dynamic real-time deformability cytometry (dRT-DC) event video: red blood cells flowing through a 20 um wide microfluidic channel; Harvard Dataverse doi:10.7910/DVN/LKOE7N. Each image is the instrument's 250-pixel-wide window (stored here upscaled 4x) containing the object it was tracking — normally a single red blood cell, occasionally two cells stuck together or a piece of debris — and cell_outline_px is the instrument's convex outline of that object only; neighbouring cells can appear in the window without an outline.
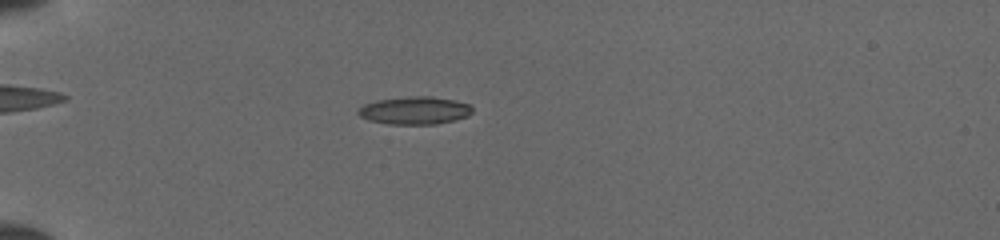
{"species": "common noctule bat (a hibernating species)", "species_latin": "Nyctalus noctula", "temperature_condition": "cold", "stored_images_in_passage": 25, "camera_frame_rate_fps": 3000, "um_per_image_px": 0.085, "animal": {"sex": "female", "body_mass_g": 19.5, "forearm_length_mm": 54.1}, "frame": {"image": 1, "passage_image": 16, "time_ms": 5.0, "image_size_px": [1000, 240], "cell_outline_px": [[472, 112], [468, 116], [436, 124], [388, 124], [368, 120], [360, 116], [356, 112], [364, 104], [376, 100], [408, 96], [432, 96], [472, 104]], "centroid_in_image_um": [35.24, 9.38], "position_along_channel_um": 49.8, "area_um2": 18.5}}
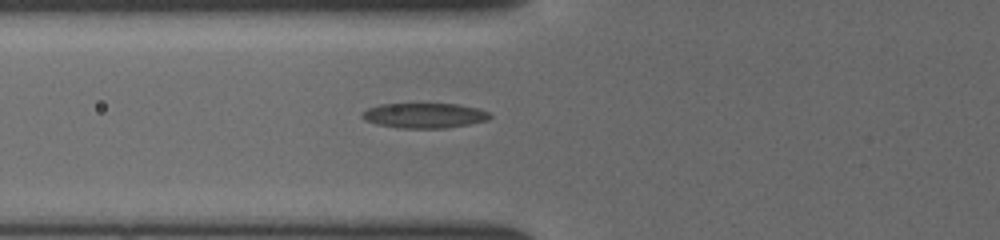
{"frame": {"image": 2, "passage_image": 20, "time_ms": 6.333, "image_size_px": [1000, 240], "cell_outline_px": [[492, 116], [488, 120], [468, 124], [444, 128], [400, 128], [376, 124], [364, 120], [360, 116], [360, 112], [368, 108], [380, 104], [456, 104], [476, 108], [488, 112]], "centroid_in_image_um": [36.01, 9.82], "position_along_channel_um": 89.8, "area_um2": 18.61}}
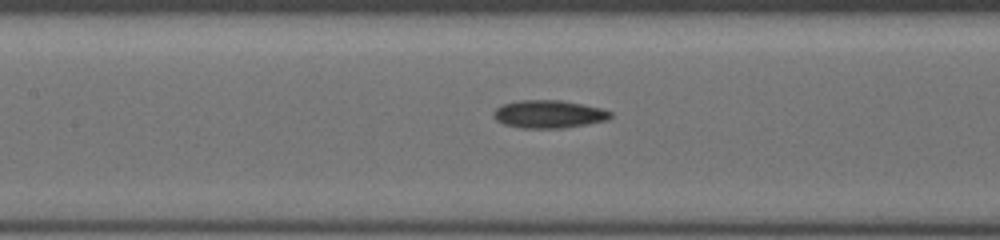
{"frame": {"image": 3, "passage_image": 24, "time_ms": 7.667, "image_size_px": [1000, 240], "cell_outline_px": [[612, 116], [608, 120], [588, 124], [564, 128], [520, 128], [504, 124], [496, 120], [492, 116], [492, 112], [496, 108], [504, 104], [516, 100], [560, 100], [604, 108], [612, 112]], "centroid_in_image_um": [46.66, 9.7], "position_along_channel_um": 160.7, "area_um2": 19.25}}